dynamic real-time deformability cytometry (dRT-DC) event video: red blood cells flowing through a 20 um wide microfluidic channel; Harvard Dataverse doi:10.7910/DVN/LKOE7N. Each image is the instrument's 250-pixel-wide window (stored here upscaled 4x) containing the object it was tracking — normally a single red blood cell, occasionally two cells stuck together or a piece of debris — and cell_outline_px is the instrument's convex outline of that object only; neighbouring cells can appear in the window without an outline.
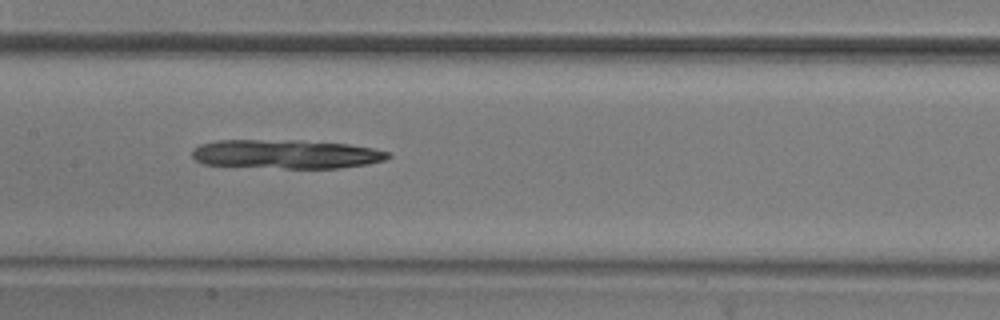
{"species": "common noctule bat (a hibernating species)", "species_latin": "Nyctalus noctula", "temperature_condition": "room temperature", "stored_images_in_passage": 56, "camera_frame_rate_fps": 3000, "um_per_image_px": 0.085, "animal": {"sex": "male", "body_mass_g": 20.5, "forearm_length_mm": 52.5}, "frame": {"image": 1, "passage_image": 27, "time_ms": 8.667, "image_size_px": [1000, 320], "cell_outline_px": [[392, 156], [384, 160], [368, 164], [340, 168], [284, 168], [204, 164], [196, 160], [192, 156], [192, 148], [200, 144], [216, 140], [300, 140], [348, 144], [372, 148], [388, 152]], "centroid_in_image_um": [24.31, 13.09], "position_along_channel_um": 183.1, "area_um2": 33.12}}
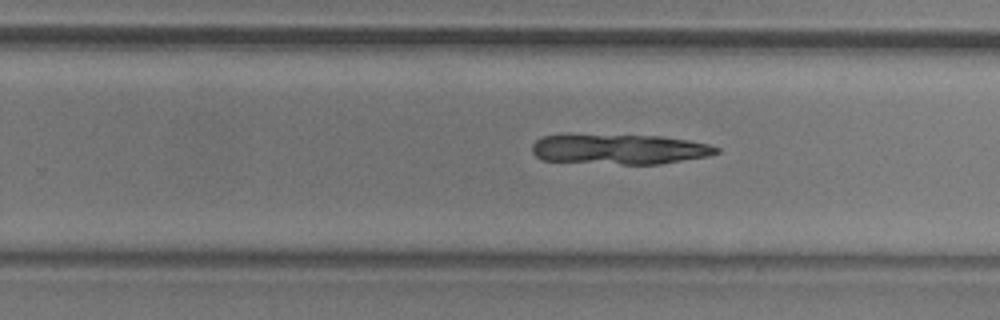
{"frame": {"image": 2, "passage_image": 35, "time_ms": 11.333, "image_size_px": [1000, 320], "cell_outline_px": [[720, 152], [708, 156], [660, 164], [624, 164], [540, 160], [532, 152], [532, 144], [540, 136], [560, 132], [568, 132], [660, 136], [688, 140], [708, 144], [720, 148]], "centroid_in_image_um": [52.53, 12.63], "position_along_channel_um": 277.3, "area_um2": 33.58}}
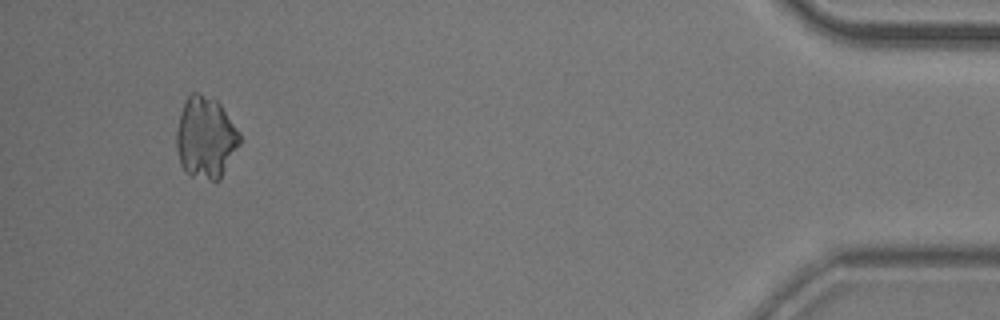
{"frame": {"image": 3, "passage_image": 53, "time_ms": 17.333, "image_size_px": [1000, 320], "cell_outline_px": [[240, 144], [220, 180], [208, 180], [192, 176], [184, 172], [180, 164], [176, 148], [176, 132], [184, 100], [192, 92], [196, 92], [216, 100], [220, 104], [240, 132]], "centroid_in_image_um": [17.47, 11.72], "position_along_channel_um": 417.7, "area_um2": 30.23}}